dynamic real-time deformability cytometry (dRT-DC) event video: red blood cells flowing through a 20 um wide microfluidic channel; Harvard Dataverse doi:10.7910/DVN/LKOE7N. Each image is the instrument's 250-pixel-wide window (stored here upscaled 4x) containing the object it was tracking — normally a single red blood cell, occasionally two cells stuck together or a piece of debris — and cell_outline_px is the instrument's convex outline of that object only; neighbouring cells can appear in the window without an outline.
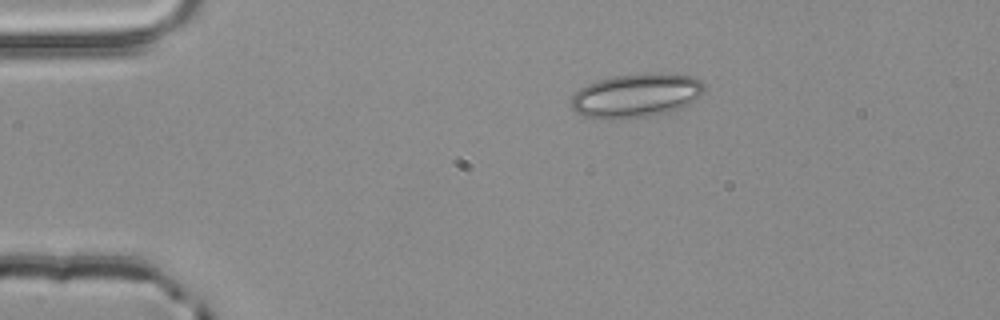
{"species": "common noctule bat (a hibernating species)", "species_latin": "Nyctalus noctula", "temperature_condition": "room temperature", "stored_images_in_passage": 2, "camera_frame_rate_fps": 3000, "um_per_image_px": 0.085, "animal": {"sex": "male", "body_mass_g": 20.4}, "frame": {"image": 1, "passage_image": 1, "time_ms": 0.0, "image_size_px": [1000, 320], "cell_outline_px": [[704, 92], [692, 104], [664, 112], [648, 116], [612, 120], [600, 120], [584, 116], [576, 112], [572, 108], [572, 96], [580, 88], [588, 84], [612, 76], [652, 72], [668, 72], [692, 76], [700, 80], [704, 84]], "centroid_in_image_um": [54.1, 8.11], "position_along_channel_um": 30.9, "area_um2": 34.45}}